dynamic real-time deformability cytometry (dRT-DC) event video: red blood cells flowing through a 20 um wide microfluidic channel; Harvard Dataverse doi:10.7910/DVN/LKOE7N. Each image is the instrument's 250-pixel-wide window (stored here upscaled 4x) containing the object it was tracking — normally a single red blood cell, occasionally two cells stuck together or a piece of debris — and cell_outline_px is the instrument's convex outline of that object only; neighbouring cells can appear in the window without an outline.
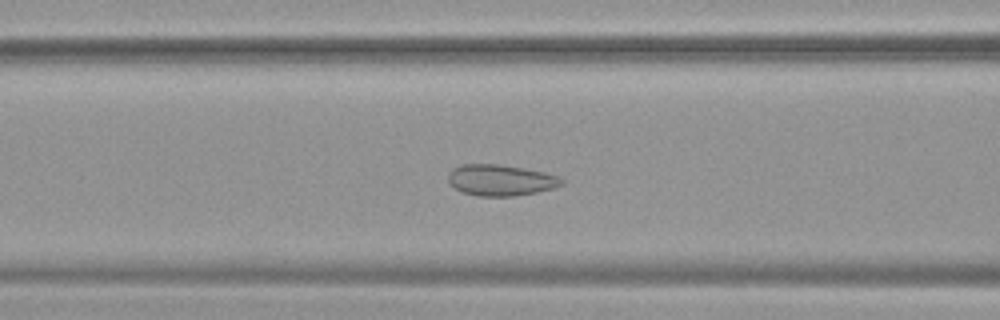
{"species": "common noctule bat (a hibernating species)", "species_latin": "Nyctalus noctula", "temperature_condition": "warm", "stored_images_in_passage": 54, "camera_frame_rate_fps": 3000, "um_per_image_px": 0.085, "animal": {"sex": "female", "body_mass_g": 19.9}, "frame": {"image": 1, "passage_image": 23, "time_ms": 7.333, "image_size_px": [1000, 320], "cell_outline_px": [[564, 184], [552, 188], [536, 192], [512, 196], [476, 196], [460, 192], [448, 184], [448, 172], [452, 168], [460, 164], [500, 164], [524, 168], [544, 172], [556, 176], [564, 180]], "centroid_in_image_um": [42.48, 15.31], "position_along_channel_um": 124.1, "area_um2": 20.81}}
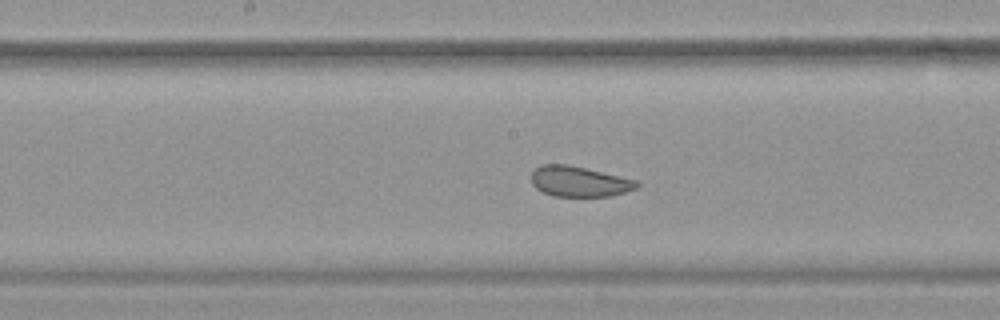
{"frame": {"image": 2, "passage_image": 29, "time_ms": 9.333, "image_size_px": [1000, 320], "cell_outline_px": [[640, 184], [636, 188], [612, 196], [552, 196], [536, 188], [532, 184], [532, 172], [540, 164], [568, 164], [636, 180]], "centroid_in_image_um": [49.21, 15.42], "position_along_channel_um": 199.0, "area_um2": 18.55}}
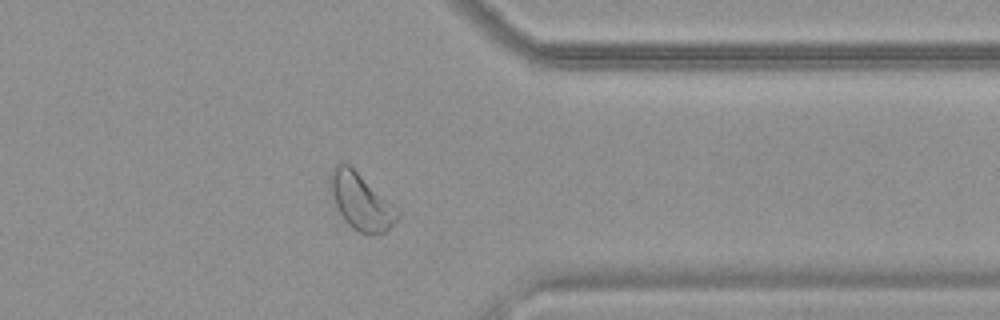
{"frame": {"image": 3, "passage_image": 44, "time_ms": 14.333, "image_size_px": [1000, 320], "cell_outline_px": [[400, 216], [384, 232], [372, 236], [360, 232], [352, 228], [344, 220], [328, 192], [328, 176], [332, 168], [336, 164], [348, 164], [392, 204], [400, 212]], "centroid_in_image_um": [30.61, 17.14], "position_along_channel_um": 380.8, "area_um2": 22.02}, "authors_computed_cell_mechanics": {"area_um2": 23.7269, "velocity_mm_per_s": 3.7514, "shape_relaxation_time_tau1_ms": 6.7516, "shape_relaxation_time_tau2_ms": null, "deformation_change_tau1": 0.0657, "deformation_change_tau2": null}}